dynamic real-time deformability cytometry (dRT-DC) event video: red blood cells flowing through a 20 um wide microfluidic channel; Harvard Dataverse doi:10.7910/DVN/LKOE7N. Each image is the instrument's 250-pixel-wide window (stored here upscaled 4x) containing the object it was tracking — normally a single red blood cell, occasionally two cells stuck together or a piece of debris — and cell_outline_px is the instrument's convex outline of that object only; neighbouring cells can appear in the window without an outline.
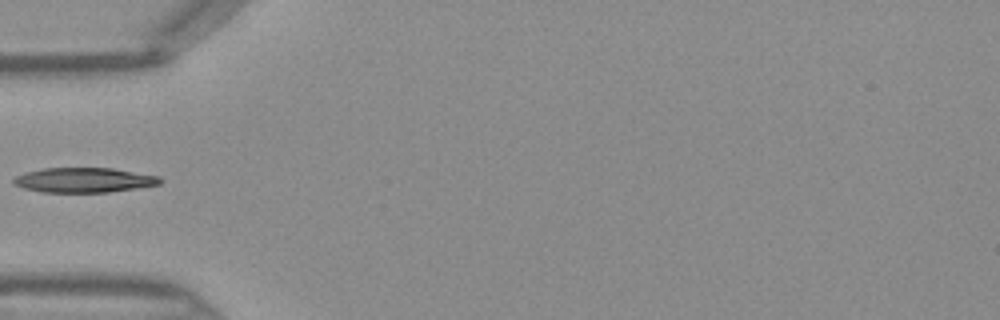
{"species": "Egyptian fruit bat (a non-hibernating species)", "species_latin": "Rousettus aegyptiacus", "temperature_condition": "warm", "stored_images_in_passage": 31, "camera_frame_rate_fps": 3000, "um_per_image_px": 0.085, "frame": {"image": 1, "passage_image": 1, "time_ms": 0.0, "image_size_px": [1000, 320], "cell_outline_px": [[164, 180], [160, 184], [136, 188], [108, 192], [40, 192], [24, 188], [12, 184], [12, 180], [16, 176], [24, 172], [44, 168], [112, 168], [160, 176]], "centroid_in_image_um": [7.13, 15.3], "position_along_channel_um": 77.9, "area_um2": 21.27}}
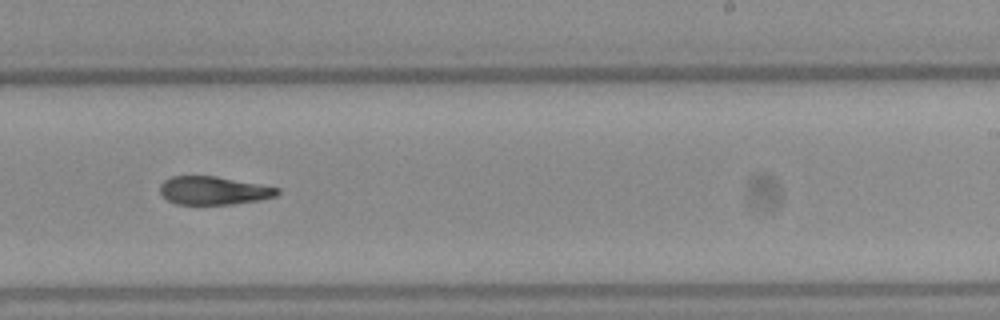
{"frame": {"image": 2, "passage_image": 14, "time_ms": 4.333, "image_size_px": [1000, 320], "cell_outline_px": [[280, 192], [276, 196], [260, 200], [232, 204], [176, 204], [168, 200], [160, 192], [160, 184], [164, 180], [172, 176], [216, 176], [260, 184], [280, 188]], "centroid_in_image_um": [18.17, 16.19], "position_along_channel_um": 270.8, "area_um2": 19.31}}
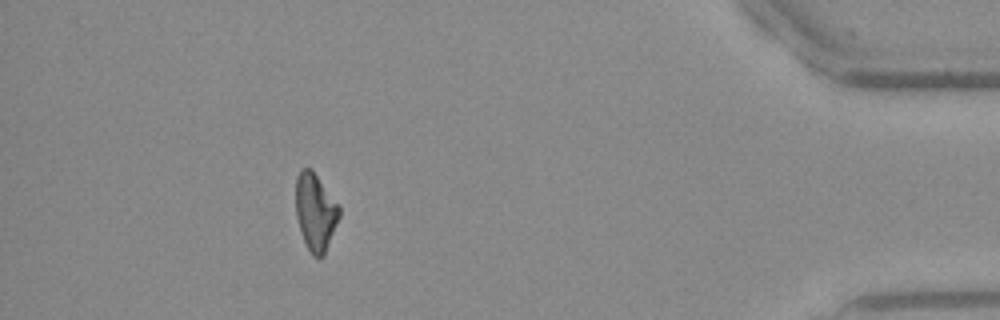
{"frame": {"image": 3, "passage_image": 27, "time_ms": 8.667, "image_size_px": [1000, 320], "cell_outline_px": [[340, 216], [324, 256], [312, 256], [304, 240], [296, 216], [296, 176], [300, 168], [312, 168], [340, 204]], "centroid_in_image_um": [26.83, 17.96], "position_along_channel_um": 408.4, "area_um2": 19.83}}